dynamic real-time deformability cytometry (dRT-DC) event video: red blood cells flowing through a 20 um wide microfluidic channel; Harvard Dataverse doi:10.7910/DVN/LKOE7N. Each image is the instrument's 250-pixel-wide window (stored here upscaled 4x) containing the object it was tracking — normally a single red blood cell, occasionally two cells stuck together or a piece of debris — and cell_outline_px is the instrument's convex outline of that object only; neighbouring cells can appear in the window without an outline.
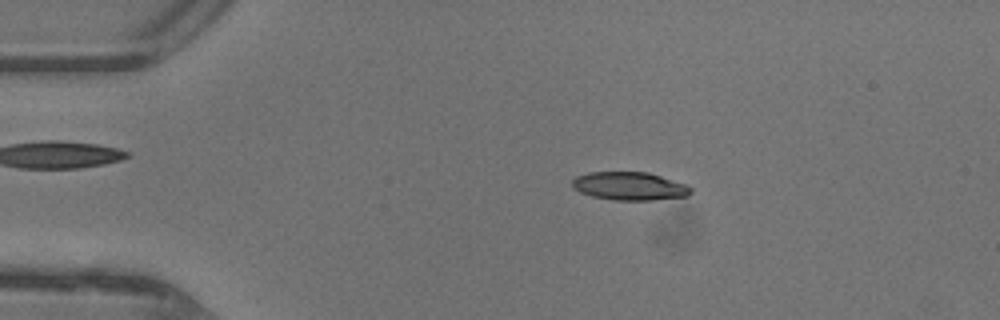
{"species": "common noctule bat (a hibernating species)", "species_latin": "Nyctalus noctula", "temperature_condition": "warm", "stored_images_in_passage": 46, "camera_frame_rate_fps": 3000, "um_per_image_px": 0.085, "animal": {"sex": "female"}, "frame": {"image": 1, "passage_image": 9, "time_ms": 2.667, "image_size_px": [1000, 320], "cell_outline_px": [[692, 192], [688, 196], [652, 200], [612, 200], [592, 196], [580, 192], [572, 188], [572, 180], [576, 176], [588, 172], [648, 172], [688, 184], [692, 188]], "centroid_in_image_um": [53.53, 15.82], "position_along_channel_um": 31.5, "area_um2": 19.71}}
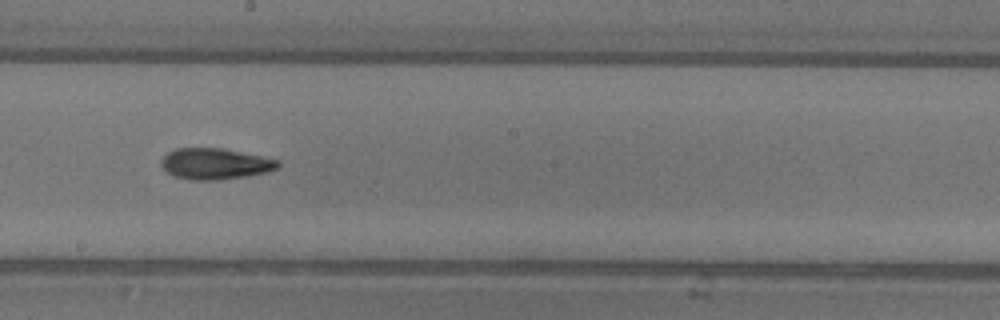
{"frame": {"image": 2, "passage_image": 26, "time_ms": 8.333, "image_size_px": [1000, 320], "cell_outline_px": [[280, 164], [276, 168], [268, 172], [248, 176], [216, 180], [192, 180], [176, 176], [168, 172], [160, 164], [160, 160], [168, 152], [176, 148], [224, 148], [280, 160]], "centroid_in_image_um": [18.3, 13.91], "position_along_channel_um": 229.9, "area_um2": 21.15}}
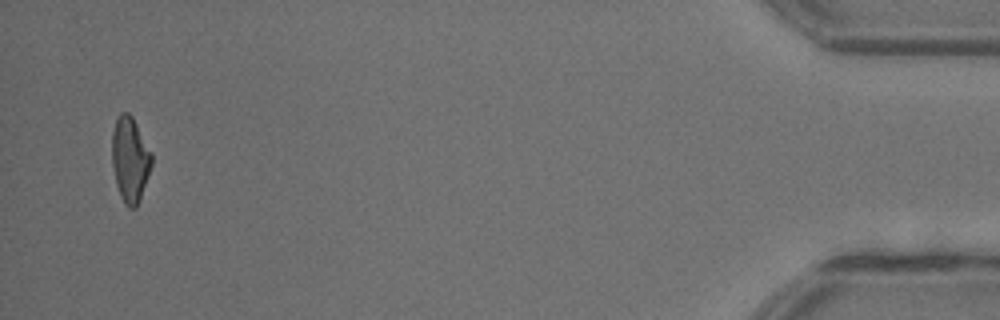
{"frame": {"image": 3, "passage_image": 45, "time_ms": 14.667, "image_size_px": [1000, 320], "cell_outline_px": [[152, 164], [140, 200], [136, 208], [128, 208], [124, 204], [120, 196], [116, 184], [112, 164], [112, 132], [116, 120], [120, 112], [128, 112], [132, 116], [152, 152]], "centroid_in_image_um": [11.05, 13.56], "position_along_channel_um": 424.1, "area_um2": 19.83}, "authors_computed_cell_mechanics": {"area_um2": 20.0566, "velocity_mm_per_s": 4.4579, "shape_relaxation_time_tau1_ms": 6.5629, "shape_relaxation_time_tau2_ms": 3.9434, "deformation_change_tau1": 0.2168, "deformation_change_tau2": 0.1348}}